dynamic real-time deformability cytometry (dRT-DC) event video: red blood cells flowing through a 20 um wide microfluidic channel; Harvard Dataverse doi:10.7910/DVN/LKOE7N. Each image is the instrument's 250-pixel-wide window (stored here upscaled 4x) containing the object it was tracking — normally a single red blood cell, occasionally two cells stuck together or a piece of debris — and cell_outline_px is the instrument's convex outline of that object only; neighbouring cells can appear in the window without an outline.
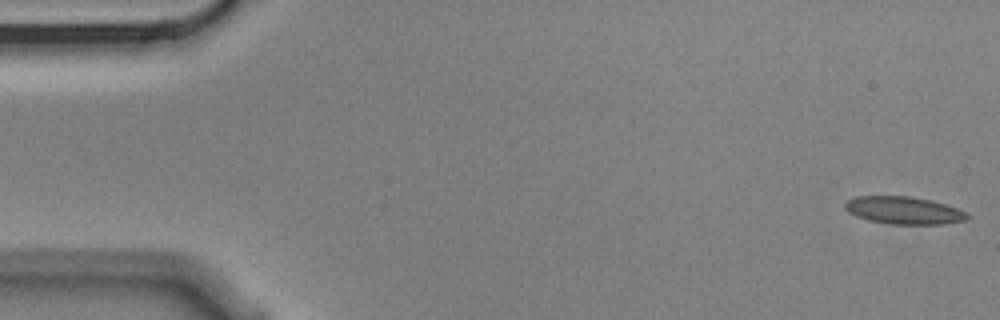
{"species": "Egyptian fruit bat (a non-hibernating species)", "species_latin": "Rousettus aegyptiacus", "temperature_condition": "cold", "stored_images_in_passage": 4, "camera_frame_rate_fps": 3000, "um_per_image_px": 0.085, "animal": {"sex": "male"}, "frame": {"image": 1, "passage_image": 1, "time_ms": 0.0, "image_size_px": [1000, 320], "cell_outline_px": [[972, 216], [968, 220], [944, 224], [892, 224], [868, 220], [856, 216], [848, 212], [844, 208], [844, 204], [848, 200], [856, 196], [912, 196], [932, 200], [968, 212]], "centroid_in_image_um": [76.86, 17.88], "position_along_channel_um": 8.1, "area_um2": 19.83}}